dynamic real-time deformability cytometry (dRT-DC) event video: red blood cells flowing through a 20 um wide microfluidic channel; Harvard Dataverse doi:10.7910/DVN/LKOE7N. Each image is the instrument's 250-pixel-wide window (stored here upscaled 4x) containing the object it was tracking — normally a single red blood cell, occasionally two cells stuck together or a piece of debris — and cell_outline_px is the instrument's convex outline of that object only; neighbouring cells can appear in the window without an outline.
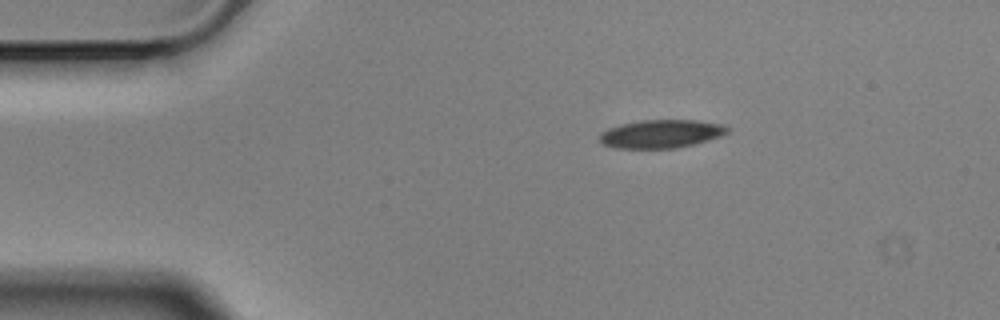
{"species": "Egyptian fruit bat (a non-hibernating species)", "species_latin": "Rousettus aegyptiacus", "temperature_condition": "cold", "stored_images_in_passage": 4, "camera_frame_rate_fps": 3000, "um_per_image_px": 0.085, "animal": {"sex": "male"}, "frame": {"image": 1, "passage_image": 1, "time_ms": 0.0, "image_size_px": [1000, 320], "cell_outline_px": [[728, 132], [720, 136], [696, 144], [676, 148], [616, 148], [600, 144], [600, 132], [608, 128], [620, 124], [640, 120], [696, 120], [720, 124], [728, 128]], "centroid_in_image_um": [56.15, 11.38], "position_along_channel_um": 28.8, "area_um2": 21.1}}
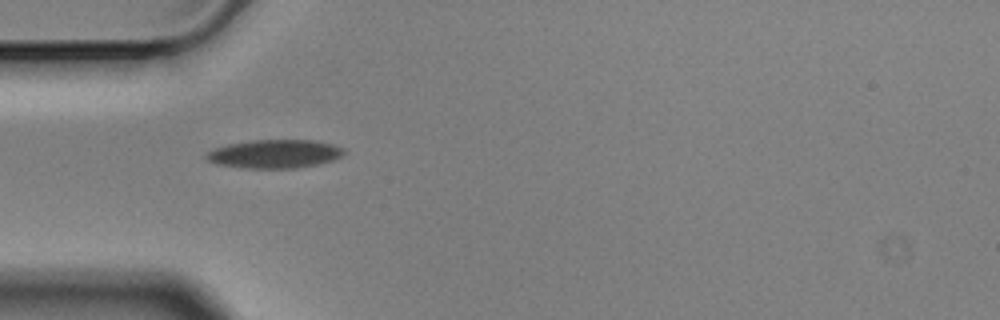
{"frame": {"image": 2, "passage_image": 3, "time_ms": 0.667, "image_size_px": [1000, 320], "cell_outline_px": [[348, 152], [332, 160], [320, 164], [296, 168], [244, 168], [216, 164], [208, 160], [204, 156], [208, 152], [216, 148], [228, 144], [252, 140], [316, 140], [332, 144], [344, 148]], "centroid_in_image_um": [23.38, 13.08], "position_along_channel_um": 61.6, "area_um2": 22.95}}
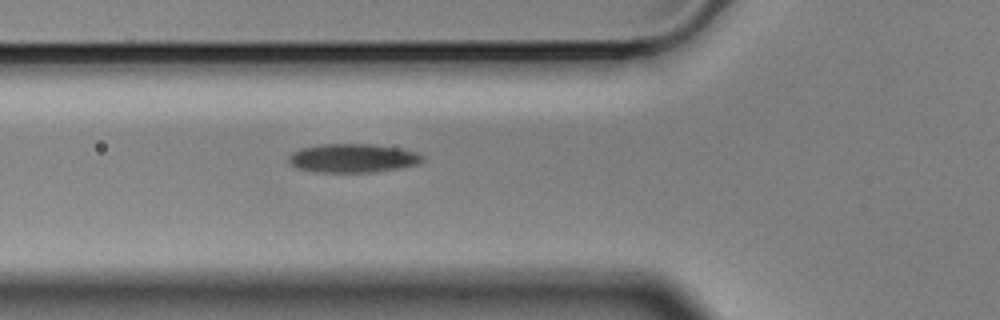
{"frame": {"image": 3, "passage_image": 4, "time_ms": 1.0, "image_size_px": [1000, 320], "cell_outline_px": [[424, 160], [416, 164], [396, 168], [372, 172], [316, 172], [296, 168], [288, 160], [288, 156], [292, 152], [300, 148], [324, 144], [372, 144], [396, 148], [416, 152], [424, 156]], "centroid_in_image_um": [29.94, 13.44], "position_along_channel_um": 95.9, "area_um2": 22.2}}